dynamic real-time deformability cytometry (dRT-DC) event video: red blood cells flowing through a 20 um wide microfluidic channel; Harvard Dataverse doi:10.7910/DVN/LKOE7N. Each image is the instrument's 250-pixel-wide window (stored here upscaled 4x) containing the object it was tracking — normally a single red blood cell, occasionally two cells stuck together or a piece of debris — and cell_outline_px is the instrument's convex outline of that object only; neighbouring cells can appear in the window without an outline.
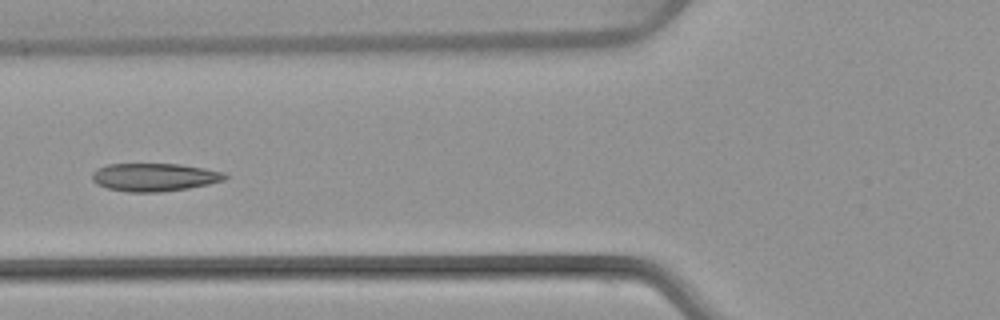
{"species": "common noctule bat (a hibernating species)", "species_latin": "Nyctalus noctula", "temperature_condition": "warm", "stored_images_in_passage": 6, "camera_frame_rate_fps": 3000, "um_per_image_px": 0.085, "animal": {"sex": "female", "body_mass_g": 22.7, "forearm_length_mm": 54.2}, "frame": {"image": 1, "passage_image": 5, "time_ms": 6.333, "image_size_px": [1000, 320], "cell_outline_px": [[228, 176], [224, 180], [208, 184], [188, 188], [160, 192], [128, 192], [108, 188], [96, 184], [92, 180], [92, 172], [108, 164], [180, 164], [204, 168], [224, 172]], "centroid_in_image_um": [13.12, 15.06], "position_along_channel_um": 112.7, "area_um2": 21.62}}
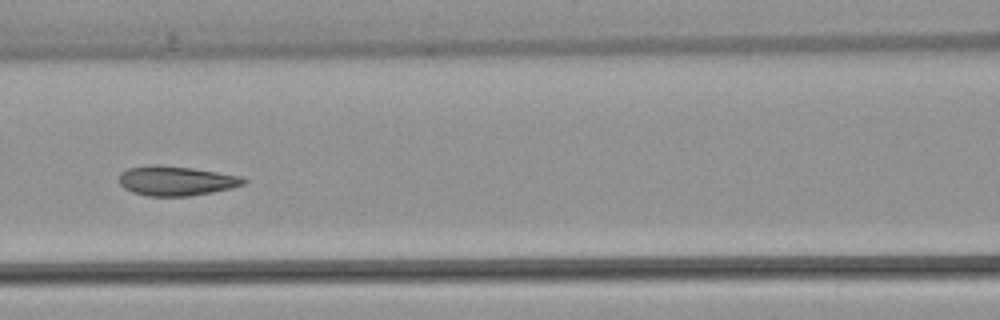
{"frame": {"image": 2, "passage_image": 6, "time_ms": 7.333, "image_size_px": [1000, 320], "cell_outline_px": [[248, 180], [244, 184], [232, 188], [212, 192], [188, 196], [148, 196], [132, 192], [124, 188], [120, 184], [120, 172], [128, 168], [148, 164], [160, 164], [192, 168], [240, 176]], "centroid_in_image_um": [14.94, 15.36], "position_along_channel_um": 151.7, "area_um2": 21.56}}